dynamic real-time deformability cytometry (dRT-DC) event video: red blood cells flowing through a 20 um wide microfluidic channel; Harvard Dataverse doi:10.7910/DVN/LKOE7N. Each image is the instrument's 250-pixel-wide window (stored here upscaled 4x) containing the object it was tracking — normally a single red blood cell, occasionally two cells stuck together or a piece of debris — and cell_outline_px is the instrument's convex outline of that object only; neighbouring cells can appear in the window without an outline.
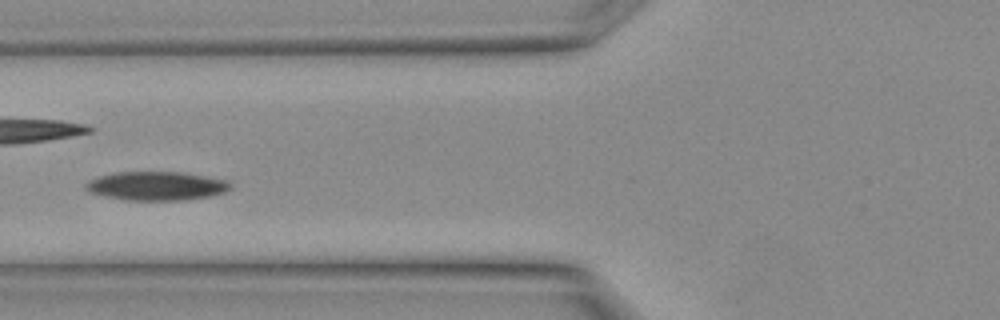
{"species": "Egyptian fruit bat (a non-hibernating species)", "species_latin": "Rousettus aegyptiacus", "temperature_condition": "warm", "stored_images_in_passage": 13, "camera_frame_rate_fps": 3000, "um_per_image_px": 0.085, "animal": {"sex": "female"}, "frame": {"image": 1, "passage_image": 8, "time_ms": 2.333, "image_size_px": [1000, 320], "cell_outline_px": [[232, 188], [224, 192], [208, 196], [180, 200], [124, 200], [88, 192], [84, 188], [84, 184], [88, 180], [96, 176], [112, 172], [184, 172], [228, 180]], "centroid_in_image_um": [13.24, 15.79], "position_along_channel_um": 112.6, "area_um2": 24.45}}
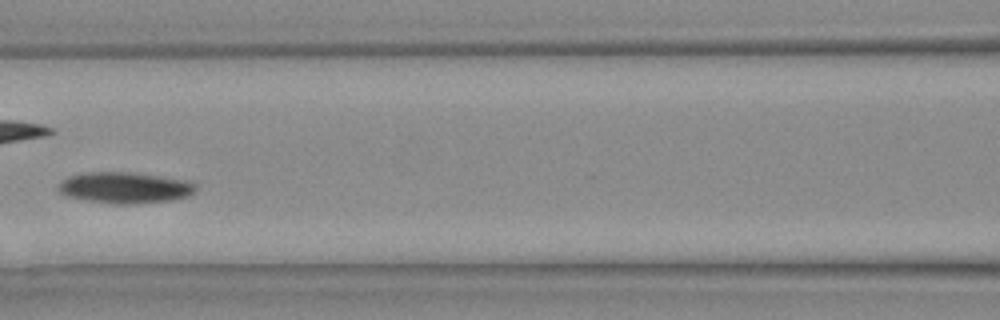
{"frame": {"image": 2, "passage_image": 10, "time_ms": 3.0, "image_size_px": [1000, 320], "cell_outline_px": [[196, 188], [188, 196], [172, 200], [136, 204], [108, 204], [84, 200], [64, 196], [56, 192], [56, 188], [60, 180], [68, 176], [84, 172], [132, 172], [184, 180], [196, 184]], "centroid_in_image_um": [10.49, 15.96], "position_along_channel_um": 156.1, "area_um2": 25.37}}